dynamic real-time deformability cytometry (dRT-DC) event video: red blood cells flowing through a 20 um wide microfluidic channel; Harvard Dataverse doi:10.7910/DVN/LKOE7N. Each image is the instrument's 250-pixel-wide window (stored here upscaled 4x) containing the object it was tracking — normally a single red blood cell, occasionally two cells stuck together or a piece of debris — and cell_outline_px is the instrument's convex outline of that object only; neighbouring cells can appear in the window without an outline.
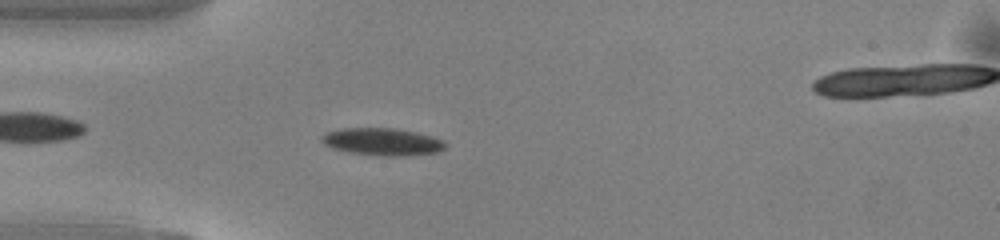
{"species": "common noctule bat (a hibernating species)", "species_latin": "Nyctalus noctula", "temperature_condition": "warm", "stored_images_in_passage": 35, "camera_frame_rate_fps": 3000, "um_per_image_px": 0.085, "animal": {"sex": "male", "body_mass_g": 13.0, "forearm_length_mm": 53.1}, "frame": {"image": 1, "passage_image": 4, "time_ms": 1.0, "image_size_px": [1000, 240], "cell_outline_px": [[448, 144], [444, 148], [436, 152], [404, 156], [388, 156], [348, 152], [332, 148], [324, 144], [320, 140], [320, 136], [324, 132], [340, 128], [396, 128], [416, 132], [432, 136], [444, 140]], "centroid_in_image_um": [32.47, 12.03], "position_along_channel_um": 52.5, "area_um2": 19.88}}
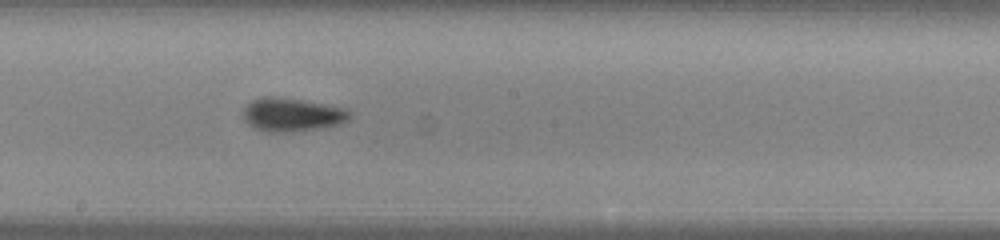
{"frame": {"image": 2, "passage_image": 17, "time_ms": 5.333, "image_size_px": [1000, 240], "cell_outline_px": [[352, 116], [348, 120], [340, 124], [324, 128], [284, 132], [268, 132], [256, 128], [248, 124], [244, 120], [244, 108], [252, 100], [260, 96], [276, 96], [304, 100], [348, 108], [352, 112]], "centroid_in_image_um": [24.87, 9.73], "position_along_channel_um": 223.3, "area_um2": 21.1}}
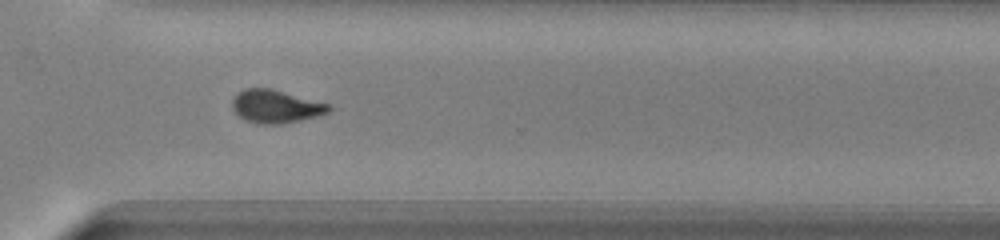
{"frame": {"image": 3, "passage_image": 26, "time_ms": 8.333, "image_size_px": [1000, 240], "cell_outline_px": [[332, 108], [328, 112], [320, 116], [280, 124], [256, 124], [240, 116], [232, 108], [232, 100], [236, 92], [244, 88], [268, 88], [328, 104]], "centroid_in_image_um": [23.4, 9.05], "position_along_channel_um": 347.2, "area_um2": 18.38}, "authors_computed_cell_mechanics": {"area_um2": 19.941, "velocity_mm_per_s": 4.1289, "shape_relaxation_time_tau1_ms": 3.1472, "shape_relaxation_time_tau2_ms": 2.8394, "deformation_change_tau1": 0.1368, "deformation_change_tau2": 0.0887}}